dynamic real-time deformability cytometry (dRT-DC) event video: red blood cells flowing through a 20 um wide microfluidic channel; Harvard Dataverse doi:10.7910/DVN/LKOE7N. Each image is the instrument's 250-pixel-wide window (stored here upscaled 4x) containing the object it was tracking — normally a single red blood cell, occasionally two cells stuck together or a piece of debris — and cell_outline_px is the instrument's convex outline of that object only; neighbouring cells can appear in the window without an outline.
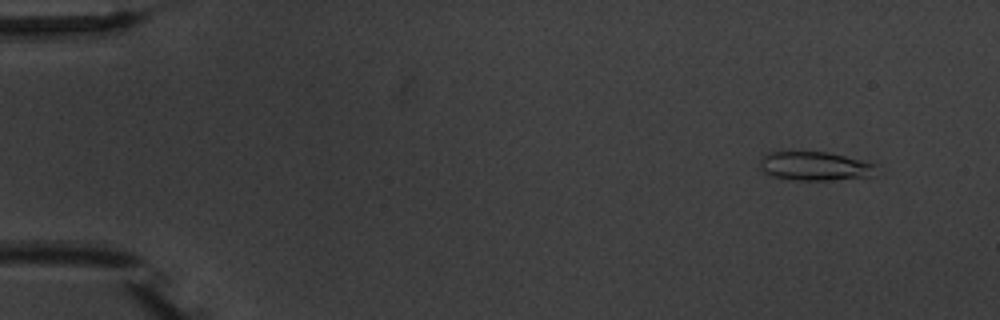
{"species": "common noctule bat (a hibernating species)", "species_latin": "Nyctalus noctula", "temperature_condition": "warm", "stored_images_in_passage": 4, "camera_frame_rate_fps": 3000, "um_per_image_px": 0.085, "animal": {"sex": "male", "body_mass_g": 20.1, "forearm_length_mm": 53.5}, "frame": {"image": 1, "passage_image": 1, "time_ms": 0.0, "image_size_px": [1000, 320], "cell_outline_px": [[876, 164], [872, 176], [832, 180], [788, 180], [772, 176], [764, 172], [760, 168], [760, 160], [768, 152], [828, 152], [864, 160]], "centroid_in_image_um": [69.25, 14.12], "position_along_channel_um": 15.8, "area_um2": 19.59}}